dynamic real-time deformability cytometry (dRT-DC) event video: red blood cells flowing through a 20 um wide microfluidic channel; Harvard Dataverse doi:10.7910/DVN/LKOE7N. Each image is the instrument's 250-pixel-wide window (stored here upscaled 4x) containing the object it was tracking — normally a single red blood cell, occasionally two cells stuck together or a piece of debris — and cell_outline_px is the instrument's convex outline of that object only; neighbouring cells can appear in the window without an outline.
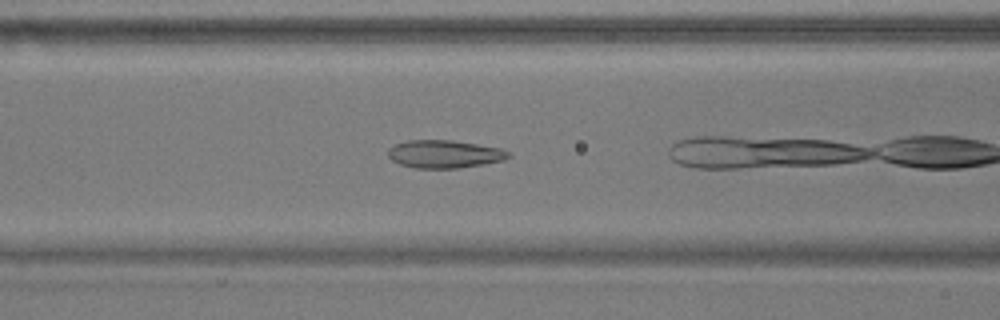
{"species": "common noctule bat (a hibernating species)", "species_latin": "Nyctalus noctula", "temperature_condition": "warm", "stored_images_in_passage": 26, "camera_frame_rate_fps": 3000, "um_per_image_px": 0.085, "animal": {"sex": "male", "body_mass_g": 17.9}, "frame": {"image": 1, "passage_image": 5, "time_ms": 1.333, "image_size_px": [1000, 320], "cell_outline_px": [[512, 156], [504, 160], [484, 164], [460, 168], [416, 168], [400, 164], [392, 160], [388, 156], [388, 148], [396, 144], [408, 140], [452, 140], [500, 148], [512, 152]], "centroid_in_image_um": [37.81, 13.1], "position_along_channel_um": 128.8, "area_um2": 19.65}}